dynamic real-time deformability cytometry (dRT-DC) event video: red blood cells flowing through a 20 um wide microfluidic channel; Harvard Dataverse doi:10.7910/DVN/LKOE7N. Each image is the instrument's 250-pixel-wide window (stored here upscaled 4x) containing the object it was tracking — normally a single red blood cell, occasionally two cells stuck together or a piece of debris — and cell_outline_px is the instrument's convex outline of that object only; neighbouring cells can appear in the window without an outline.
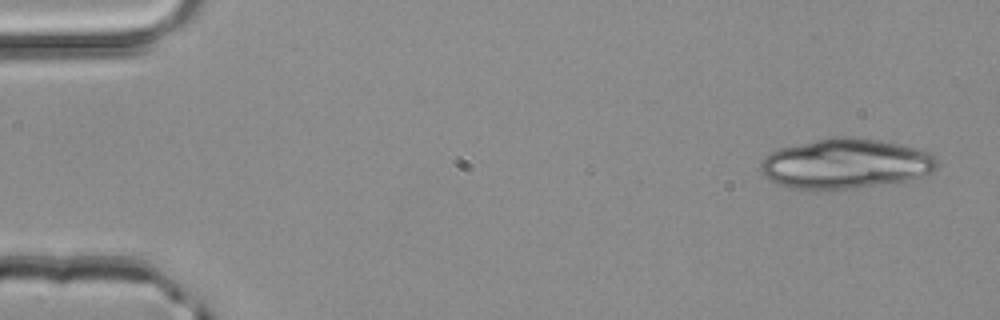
{"species": "common noctule bat (a hibernating species)", "species_latin": "Nyctalus noctula", "temperature_condition": "room temperature", "stored_images_in_passage": 4, "camera_frame_rate_fps": 3000, "um_per_image_px": 0.085, "animal": {"sex": "male", "body_mass_g": 20.4}, "frame": {"image": 1, "passage_image": 1, "time_ms": 0.0, "image_size_px": [1000, 320], "cell_outline_px": [[940, 164], [932, 172], [908, 180], [852, 188], [792, 188], [768, 180], [764, 176], [760, 168], [760, 164], [772, 152], [780, 148], [816, 140], [836, 136], [848, 136], [876, 140], [900, 144], [916, 148], [928, 152], [936, 156], [940, 160]], "centroid_in_image_um": [71.92, 13.9], "position_along_channel_um": 13.1, "area_um2": 50.75}}